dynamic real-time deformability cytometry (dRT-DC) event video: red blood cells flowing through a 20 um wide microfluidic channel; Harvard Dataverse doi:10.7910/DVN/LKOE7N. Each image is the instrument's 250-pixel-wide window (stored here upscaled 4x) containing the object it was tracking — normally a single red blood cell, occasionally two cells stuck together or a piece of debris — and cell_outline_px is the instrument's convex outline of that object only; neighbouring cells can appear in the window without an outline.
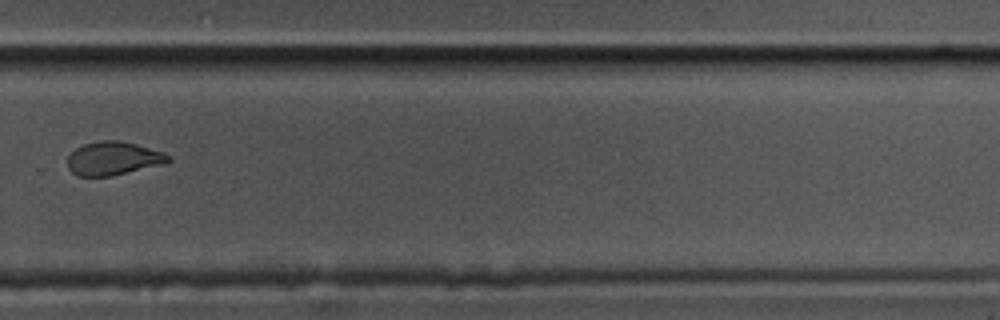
{"species": "common noctule bat (a hibernating species)", "species_latin": "Nyctalus noctula", "temperature_condition": "cold", "stored_images_in_passage": 8, "segment_of_instrument_passage": [1, 2], "camera_frame_rate_fps": 3000, "um_per_image_px": 0.085, "animal": {"sex": "male", "body_mass_g": 17.5, "forearm_length_mm": 52.3}, "frame": {"image": 1, "passage_image": 7, "time_ms": 2.0, "image_size_px": [1000, 320], "cell_outline_px": [[172, 160], [112, 176], [76, 176], [68, 168], [68, 156], [76, 148], [84, 144], [100, 140], [120, 140], [136, 144], [164, 152], [172, 156]], "centroid_in_image_um": [9.59, 13.45], "position_along_channel_um": 320.2, "area_um2": 19.42}}